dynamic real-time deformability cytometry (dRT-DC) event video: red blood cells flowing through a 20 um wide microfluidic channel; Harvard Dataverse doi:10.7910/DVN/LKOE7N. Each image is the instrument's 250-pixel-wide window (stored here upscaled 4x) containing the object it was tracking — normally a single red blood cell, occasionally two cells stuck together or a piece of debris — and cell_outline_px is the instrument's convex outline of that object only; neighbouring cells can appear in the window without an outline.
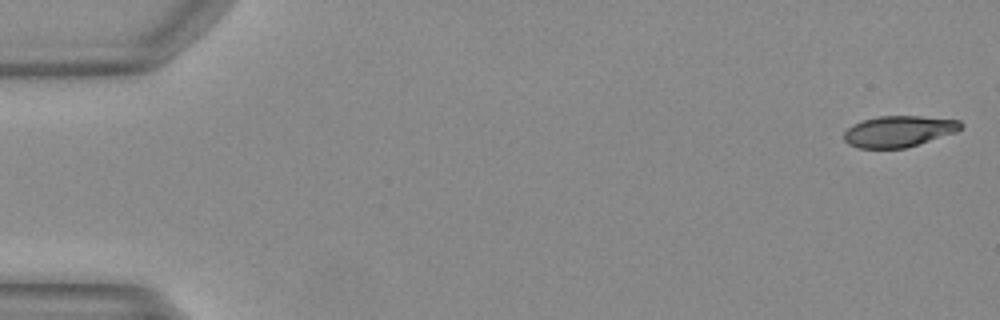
{"species": "Egyptian fruit bat (a non-hibernating species)", "species_latin": "Rousettus aegyptiacus", "temperature_condition": "warm", "stored_images_in_passage": 16, "camera_frame_rate_fps": 3000, "um_per_image_px": 0.085, "animal": {"sex": "female"}, "frame": {"image": 1, "passage_image": 1, "time_ms": 0.0, "image_size_px": [1000, 320], "cell_outline_px": [[964, 124], [956, 132], [904, 148], [856, 148], [848, 144], [844, 140], [844, 132], [852, 124], [864, 120], [880, 116], [920, 116], [960, 120]], "centroid_in_image_um": [76.37, 11.16], "position_along_channel_um": 8.6, "area_um2": 21.1}}